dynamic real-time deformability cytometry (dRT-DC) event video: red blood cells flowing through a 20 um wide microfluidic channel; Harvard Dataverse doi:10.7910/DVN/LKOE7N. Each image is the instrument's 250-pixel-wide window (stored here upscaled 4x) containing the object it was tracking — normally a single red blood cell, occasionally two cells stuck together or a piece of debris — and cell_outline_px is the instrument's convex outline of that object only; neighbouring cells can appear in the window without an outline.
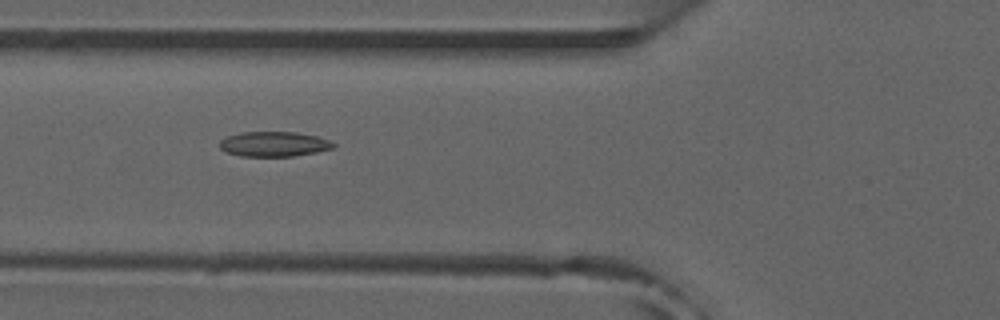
{"species": "common noctule bat (a hibernating species)", "species_latin": "Nyctalus noctula", "temperature_condition": "room temperature", "stored_images_in_passage": 20, "camera_frame_rate_fps": 3000, "um_per_image_px": 0.085, "animal": {"sex": "male", "forearm_length_mm": 52.5}, "frame": {"image": 1, "passage_image": 14, "time_ms": 4.333, "image_size_px": [1000, 320], "cell_outline_px": [[336, 144], [332, 148], [316, 152], [292, 156], [240, 156], [224, 152], [220, 148], [220, 140], [228, 136], [240, 132], [296, 132], [320, 136]], "centroid_in_image_um": [23.27, 12.24], "position_along_channel_um": 102.5, "area_um2": 16.59}}